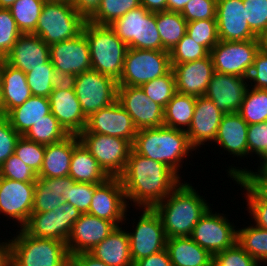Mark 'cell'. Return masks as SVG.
<instances>
[{"label": "cell", "instance_id": "cell-1", "mask_svg": "<svg viewBox=\"0 0 267 266\" xmlns=\"http://www.w3.org/2000/svg\"><path fill=\"white\" fill-rule=\"evenodd\" d=\"M119 178L128 206L130 201L136 209L153 208L183 181L167 165L141 156L133 149Z\"/></svg>", "mask_w": 267, "mask_h": 266}, {"label": "cell", "instance_id": "cell-2", "mask_svg": "<svg viewBox=\"0 0 267 266\" xmlns=\"http://www.w3.org/2000/svg\"><path fill=\"white\" fill-rule=\"evenodd\" d=\"M204 197V198H203ZM213 206L192 184L182 181L153 209L159 215L167 238L191 236L194 226Z\"/></svg>", "mask_w": 267, "mask_h": 266}, {"label": "cell", "instance_id": "cell-3", "mask_svg": "<svg viewBox=\"0 0 267 266\" xmlns=\"http://www.w3.org/2000/svg\"><path fill=\"white\" fill-rule=\"evenodd\" d=\"M132 149L141 156L167 165L181 180L183 160L196 152L185 131L166 126L137 130Z\"/></svg>", "mask_w": 267, "mask_h": 266}, {"label": "cell", "instance_id": "cell-4", "mask_svg": "<svg viewBox=\"0 0 267 266\" xmlns=\"http://www.w3.org/2000/svg\"><path fill=\"white\" fill-rule=\"evenodd\" d=\"M82 32L88 40L92 70L119 81L128 46L110 25L86 21Z\"/></svg>", "mask_w": 267, "mask_h": 266}, {"label": "cell", "instance_id": "cell-5", "mask_svg": "<svg viewBox=\"0 0 267 266\" xmlns=\"http://www.w3.org/2000/svg\"><path fill=\"white\" fill-rule=\"evenodd\" d=\"M11 241V266H70L65 242L37 238L16 229Z\"/></svg>", "mask_w": 267, "mask_h": 266}, {"label": "cell", "instance_id": "cell-6", "mask_svg": "<svg viewBox=\"0 0 267 266\" xmlns=\"http://www.w3.org/2000/svg\"><path fill=\"white\" fill-rule=\"evenodd\" d=\"M85 22L71 2H45L32 34L50 46L77 37L82 33Z\"/></svg>", "mask_w": 267, "mask_h": 266}, {"label": "cell", "instance_id": "cell-7", "mask_svg": "<svg viewBox=\"0 0 267 266\" xmlns=\"http://www.w3.org/2000/svg\"><path fill=\"white\" fill-rule=\"evenodd\" d=\"M172 70L170 52L128 48L118 86H138Z\"/></svg>", "mask_w": 267, "mask_h": 266}, {"label": "cell", "instance_id": "cell-8", "mask_svg": "<svg viewBox=\"0 0 267 266\" xmlns=\"http://www.w3.org/2000/svg\"><path fill=\"white\" fill-rule=\"evenodd\" d=\"M79 141L110 177H119L132 150L126 139L99 133H79Z\"/></svg>", "mask_w": 267, "mask_h": 266}, {"label": "cell", "instance_id": "cell-9", "mask_svg": "<svg viewBox=\"0 0 267 266\" xmlns=\"http://www.w3.org/2000/svg\"><path fill=\"white\" fill-rule=\"evenodd\" d=\"M261 49L260 39L221 41L210 50L214 71L248 78L254 59Z\"/></svg>", "mask_w": 267, "mask_h": 266}, {"label": "cell", "instance_id": "cell-10", "mask_svg": "<svg viewBox=\"0 0 267 266\" xmlns=\"http://www.w3.org/2000/svg\"><path fill=\"white\" fill-rule=\"evenodd\" d=\"M117 88V81L92 69L76 75L74 90L85 117L112 105Z\"/></svg>", "mask_w": 267, "mask_h": 266}, {"label": "cell", "instance_id": "cell-11", "mask_svg": "<svg viewBox=\"0 0 267 266\" xmlns=\"http://www.w3.org/2000/svg\"><path fill=\"white\" fill-rule=\"evenodd\" d=\"M138 209V211L141 210L143 212L139 213L138 220L132 219L133 231H128L130 254L133 263L164 250L167 241L162 221L155 210L153 208ZM135 220L137 223L134 222Z\"/></svg>", "mask_w": 267, "mask_h": 266}, {"label": "cell", "instance_id": "cell-12", "mask_svg": "<svg viewBox=\"0 0 267 266\" xmlns=\"http://www.w3.org/2000/svg\"><path fill=\"white\" fill-rule=\"evenodd\" d=\"M210 207L194 226L191 238L210 254L233 247L237 243V228L226 214ZM232 223V224H231Z\"/></svg>", "mask_w": 267, "mask_h": 266}, {"label": "cell", "instance_id": "cell-13", "mask_svg": "<svg viewBox=\"0 0 267 266\" xmlns=\"http://www.w3.org/2000/svg\"><path fill=\"white\" fill-rule=\"evenodd\" d=\"M80 211L69 203H63L54 210L31 213L21 228L26 234L37 238L67 241L73 224L80 218Z\"/></svg>", "mask_w": 267, "mask_h": 266}, {"label": "cell", "instance_id": "cell-14", "mask_svg": "<svg viewBox=\"0 0 267 266\" xmlns=\"http://www.w3.org/2000/svg\"><path fill=\"white\" fill-rule=\"evenodd\" d=\"M119 177H110L96 189L87 214L113 222L117 227L129 222V208Z\"/></svg>", "mask_w": 267, "mask_h": 266}, {"label": "cell", "instance_id": "cell-15", "mask_svg": "<svg viewBox=\"0 0 267 266\" xmlns=\"http://www.w3.org/2000/svg\"><path fill=\"white\" fill-rule=\"evenodd\" d=\"M117 101L131 116L137 130L164 126V108L138 86H118Z\"/></svg>", "mask_w": 267, "mask_h": 266}, {"label": "cell", "instance_id": "cell-16", "mask_svg": "<svg viewBox=\"0 0 267 266\" xmlns=\"http://www.w3.org/2000/svg\"><path fill=\"white\" fill-rule=\"evenodd\" d=\"M35 183L0 177V215L13 219L22 228L31 216Z\"/></svg>", "mask_w": 267, "mask_h": 266}, {"label": "cell", "instance_id": "cell-17", "mask_svg": "<svg viewBox=\"0 0 267 266\" xmlns=\"http://www.w3.org/2000/svg\"><path fill=\"white\" fill-rule=\"evenodd\" d=\"M80 133H99L116 136L133 144L137 129L131 116L116 100L112 105L100 109L88 117L86 128Z\"/></svg>", "mask_w": 267, "mask_h": 266}, {"label": "cell", "instance_id": "cell-18", "mask_svg": "<svg viewBox=\"0 0 267 266\" xmlns=\"http://www.w3.org/2000/svg\"><path fill=\"white\" fill-rule=\"evenodd\" d=\"M50 61L61 72L78 75L91 70L90 47L84 33L50 45Z\"/></svg>", "mask_w": 267, "mask_h": 266}, {"label": "cell", "instance_id": "cell-19", "mask_svg": "<svg viewBox=\"0 0 267 266\" xmlns=\"http://www.w3.org/2000/svg\"><path fill=\"white\" fill-rule=\"evenodd\" d=\"M248 84V78L214 71L204 96L212 100L222 113H236L243 102Z\"/></svg>", "mask_w": 267, "mask_h": 266}, {"label": "cell", "instance_id": "cell-20", "mask_svg": "<svg viewBox=\"0 0 267 266\" xmlns=\"http://www.w3.org/2000/svg\"><path fill=\"white\" fill-rule=\"evenodd\" d=\"M216 20L221 41L260 39L248 25L243 0H217Z\"/></svg>", "mask_w": 267, "mask_h": 266}, {"label": "cell", "instance_id": "cell-21", "mask_svg": "<svg viewBox=\"0 0 267 266\" xmlns=\"http://www.w3.org/2000/svg\"><path fill=\"white\" fill-rule=\"evenodd\" d=\"M117 226L108 220L81 214L73 224L70 235L66 241L69 255L89 252L104 240Z\"/></svg>", "mask_w": 267, "mask_h": 266}, {"label": "cell", "instance_id": "cell-22", "mask_svg": "<svg viewBox=\"0 0 267 266\" xmlns=\"http://www.w3.org/2000/svg\"><path fill=\"white\" fill-rule=\"evenodd\" d=\"M223 115L212 100L205 96L196 98L194 115L186 131L189 143L196 151L201 145L214 143Z\"/></svg>", "mask_w": 267, "mask_h": 266}, {"label": "cell", "instance_id": "cell-23", "mask_svg": "<svg viewBox=\"0 0 267 266\" xmlns=\"http://www.w3.org/2000/svg\"><path fill=\"white\" fill-rule=\"evenodd\" d=\"M171 65L177 93L195 97L204 96L214 73L210 55L192 62Z\"/></svg>", "mask_w": 267, "mask_h": 266}, {"label": "cell", "instance_id": "cell-24", "mask_svg": "<svg viewBox=\"0 0 267 266\" xmlns=\"http://www.w3.org/2000/svg\"><path fill=\"white\" fill-rule=\"evenodd\" d=\"M50 59V46L39 36L33 34H21L13 48L4 60L22 70L24 73L31 72L37 67H46Z\"/></svg>", "mask_w": 267, "mask_h": 266}, {"label": "cell", "instance_id": "cell-25", "mask_svg": "<svg viewBox=\"0 0 267 266\" xmlns=\"http://www.w3.org/2000/svg\"><path fill=\"white\" fill-rule=\"evenodd\" d=\"M49 102L51 113L69 134L78 135L86 128L87 118L74 89L53 90Z\"/></svg>", "mask_w": 267, "mask_h": 266}, {"label": "cell", "instance_id": "cell-26", "mask_svg": "<svg viewBox=\"0 0 267 266\" xmlns=\"http://www.w3.org/2000/svg\"><path fill=\"white\" fill-rule=\"evenodd\" d=\"M248 123L236 112L224 114L218 127L215 138V146L219 150L223 148L232 155L240 159L248 156L247 131ZM243 157V158H242Z\"/></svg>", "mask_w": 267, "mask_h": 266}, {"label": "cell", "instance_id": "cell-27", "mask_svg": "<svg viewBox=\"0 0 267 266\" xmlns=\"http://www.w3.org/2000/svg\"><path fill=\"white\" fill-rule=\"evenodd\" d=\"M2 89V116L11 109L22 105L32 96L27 83L26 73L8 64L4 59L0 65Z\"/></svg>", "mask_w": 267, "mask_h": 266}, {"label": "cell", "instance_id": "cell-28", "mask_svg": "<svg viewBox=\"0 0 267 266\" xmlns=\"http://www.w3.org/2000/svg\"><path fill=\"white\" fill-rule=\"evenodd\" d=\"M116 227L104 240L89 253L108 266H133L130 254V241L127 226Z\"/></svg>", "mask_w": 267, "mask_h": 266}, {"label": "cell", "instance_id": "cell-29", "mask_svg": "<svg viewBox=\"0 0 267 266\" xmlns=\"http://www.w3.org/2000/svg\"><path fill=\"white\" fill-rule=\"evenodd\" d=\"M79 142L78 135L70 134L62 141L45 145L44 160L38 178L69 176L73 149Z\"/></svg>", "mask_w": 267, "mask_h": 266}, {"label": "cell", "instance_id": "cell-30", "mask_svg": "<svg viewBox=\"0 0 267 266\" xmlns=\"http://www.w3.org/2000/svg\"><path fill=\"white\" fill-rule=\"evenodd\" d=\"M74 183L75 181L70 176L37 178L32 213L51 211L65 203L62 197H67L68 185Z\"/></svg>", "mask_w": 267, "mask_h": 266}, {"label": "cell", "instance_id": "cell-31", "mask_svg": "<svg viewBox=\"0 0 267 266\" xmlns=\"http://www.w3.org/2000/svg\"><path fill=\"white\" fill-rule=\"evenodd\" d=\"M166 250L172 266H208L213 261V255L190 236L167 238Z\"/></svg>", "mask_w": 267, "mask_h": 266}, {"label": "cell", "instance_id": "cell-32", "mask_svg": "<svg viewBox=\"0 0 267 266\" xmlns=\"http://www.w3.org/2000/svg\"><path fill=\"white\" fill-rule=\"evenodd\" d=\"M50 113L49 98L32 95L22 105L11 109L5 117L12 128L23 136L32 125Z\"/></svg>", "mask_w": 267, "mask_h": 266}, {"label": "cell", "instance_id": "cell-33", "mask_svg": "<svg viewBox=\"0 0 267 266\" xmlns=\"http://www.w3.org/2000/svg\"><path fill=\"white\" fill-rule=\"evenodd\" d=\"M69 176L75 182L92 184H101L110 178L81 142L73 149Z\"/></svg>", "mask_w": 267, "mask_h": 266}, {"label": "cell", "instance_id": "cell-34", "mask_svg": "<svg viewBox=\"0 0 267 266\" xmlns=\"http://www.w3.org/2000/svg\"><path fill=\"white\" fill-rule=\"evenodd\" d=\"M196 98L176 93L164 108V126L186 132L194 115Z\"/></svg>", "mask_w": 267, "mask_h": 266}, {"label": "cell", "instance_id": "cell-35", "mask_svg": "<svg viewBox=\"0 0 267 266\" xmlns=\"http://www.w3.org/2000/svg\"><path fill=\"white\" fill-rule=\"evenodd\" d=\"M187 23L180 12H156V24L165 51H172L187 33Z\"/></svg>", "mask_w": 267, "mask_h": 266}, {"label": "cell", "instance_id": "cell-36", "mask_svg": "<svg viewBox=\"0 0 267 266\" xmlns=\"http://www.w3.org/2000/svg\"><path fill=\"white\" fill-rule=\"evenodd\" d=\"M149 11L142 5L131 9L110 26L128 48H135L141 41L142 19Z\"/></svg>", "mask_w": 267, "mask_h": 266}, {"label": "cell", "instance_id": "cell-37", "mask_svg": "<svg viewBox=\"0 0 267 266\" xmlns=\"http://www.w3.org/2000/svg\"><path fill=\"white\" fill-rule=\"evenodd\" d=\"M69 135L55 116L50 113L32 125L23 136L33 142L49 145L62 141Z\"/></svg>", "mask_w": 267, "mask_h": 266}, {"label": "cell", "instance_id": "cell-38", "mask_svg": "<svg viewBox=\"0 0 267 266\" xmlns=\"http://www.w3.org/2000/svg\"><path fill=\"white\" fill-rule=\"evenodd\" d=\"M44 4L43 0H17L9 8L22 34H32L35 31Z\"/></svg>", "mask_w": 267, "mask_h": 266}, {"label": "cell", "instance_id": "cell-39", "mask_svg": "<svg viewBox=\"0 0 267 266\" xmlns=\"http://www.w3.org/2000/svg\"><path fill=\"white\" fill-rule=\"evenodd\" d=\"M237 228V243L256 261L267 259V229L255 226Z\"/></svg>", "mask_w": 267, "mask_h": 266}, {"label": "cell", "instance_id": "cell-40", "mask_svg": "<svg viewBox=\"0 0 267 266\" xmlns=\"http://www.w3.org/2000/svg\"><path fill=\"white\" fill-rule=\"evenodd\" d=\"M237 113L248 125L267 121V89L248 87Z\"/></svg>", "mask_w": 267, "mask_h": 266}, {"label": "cell", "instance_id": "cell-41", "mask_svg": "<svg viewBox=\"0 0 267 266\" xmlns=\"http://www.w3.org/2000/svg\"><path fill=\"white\" fill-rule=\"evenodd\" d=\"M235 184L243 189L246 198L247 212L255 226L267 229V200L246 180L241 178L234 179Z\"/></svg>", "mask_w": 267, "mask_h": 266}, {"label": "cell", "instance_id": "cell-42", "mask_svg": "<svg viewBox=\"0 0 267 266\" xmlns=\"http://www.w3.org/2000/svg\"><path fill=\"white\" fill-rule=\"evenodd\" d=\"M139 6H141L140 0H101L99 9L88 21L99 25H110Z\"/></svg>", "mask_w": 267, "mask_h": 266}, {"label": "cell", "instance_id": "cell-43", "mask_svg": "<svg viewBox=\"0 0 267 266\" xmlns=\"http://www.w3.org/2000/svg\"><path fill=\"white\" fill-rule=\"evenodd\" d=\"M140 87L151 101L158 103L163 108L166 107L167 103L177 93L173 70L163 76L142 84Z\"/></svg>", "mask_w": 267, "mask_h": 266}, {"label": "cell", "instance_id": "cell-44", "mask_svg": "<svg viewBox=\"0 0 267 266\" xmlns=\"http://www.w3.org/2000/svg\"><path fill=\"white\" fill-rule=\"evenodd\" d=\"M210 51L186 33L170 51L171 64H183L209 56Z\"/></svg>", "mask_w": 267, "mask_h": 266}, {"label": "cell", "instance_id": "cell-45", "mask_svg": "<svg viewBox=\"0 0 267 266\" xmlns=\"http://www.w3.org/2000/svg\"><path fill=\"white\" fill-rule=\"evenodd\" d=\"M187 34L209 51L219 42L216 19H201L187 23Z\"/></svg>", "mask_w": 267, "mask_h": 266}, {"label": "cell", "instance_id": "cell-46", "mask_svg": "<svg viewBox=\"0 0 267 266\" xmlns=\"http://www.w3.org/2000/svg\"><path fill=\"white\" fill-rule=\"evenodd\" d=\"M54 72L55 68L49 59L46 62V67H37L26 73L31 94L49 98L50 93L53 91L52 77Z\"/></svg>", "mask_w": 267, "mask_h": 266}, {"label": "cell", "instance_id": "cell-47", "mask_svg": "<svg viewBox=\"0 0 267 266\" xmlns=\"http://www.w3.org/2000/svg\"><path fill=\"white\" fill-rule=\"evenodd\" d=\"M14 154L38 175L44 160L45 145L20 136Z\"/></svg>", "mask_w": 267, "mask_h": 266}, {"label": "cell", "instance_id": "cell-48", "mask_svg": "<svg viewBox=\"0 0 267 266\" xmlns=\"http://www.w3.org/2000/svg\"><path fill=\"white\" fill-rule=\"evenodd\" d=\"M22 33L9 9L0 8V57L4 59Z\"/></svg>", "mask_w": 267, "mask_h": 266}, {"label": "cell", "instance_id": "cell-49", "mask_svg": "<svg viewBox=\"0 0 267 266\" xmlns=\"http://www.w3.org/2000/svg\"><path fill=\"white\" fill-rule=\"evenodd\" d=\"M250 29L260 38L267 32V0H243Z\"/></svg>", "mask_w": 267, "mask_h": 266}, {"label": "cell", "instance_id": "cell-50", "mask_svg": "<svg viewBox=\"0 0 267 266\" xmlns=\"http://www.w3.org/2000/svg\"><path fill=\"white\" fill-rule=\"evenodd\" d=\"M99 185L75 182L73 185H68L67 197H62V199L76 207L81 214L88 213L93 194Z\"/></svg>", "mask_w": 267, "mask_h": 266}, {"label": "cell", "instance_id": "cell-51", "mask_svg": "<svg viewBox=\"0 0 267 266\" xmlns=\"http://www.w3.org/2000/svg\"><path fill=\"white\" fill-rule=\"evenodd\" d=\"M0 177L15 181L35 183L38 175L13 153L0 166Z\"/></svg>", "mask_w": 267, "mask_h": 266}, {"label": "cell", "instance_id": "cell-52", "mask_svg": "<svg viewBox=\"0 0 267 266\" xmlns=\"http://www.w3.org/2000/svg\"><path fill=\"white\" fill-rule=\"evenodd\" d=\"M142 50L165 51L156 24V12H148L142 19L141 41L135 47Z\"/></svg>", "mask_w": 267, "mask_h": 266}, {"label": "cell", "instance_id": "cell-53", "mask_svg": "<svg viewBox=\"0 0 267 266\" xmlns=\"http://www.w3.org/2000/svg\"><path fill=\"white\" fill-rule=\"evenodd\" d=\"M216 266H256L254 260L238 243L213 255Z\"/></svg>", "mask_w": 267, "mask_h": 266}, {"label": "cell", "instance_id": "cell-54", "mask_svg": "<svg viewBox=\"0 0 267 266\" xmlns=\"http://www.w3.org/2000/svg\"><path fill=\"white\" fill-rule=\"evenodd\" d=\"M217 0H190L180 12L187 22L216 19Z\"/></svg>", "mask_w": 267, "mask_h": 266}, {"label": "cell", "instance_id": "cell-55", "mask_svg": "<svg viewBox=\"0 0 267 266\" xmlns=\"http://www.w3.org/2000/svg\"><path fill=\"white\" fill-rule=\"evenodd\" d=\"M248 157L259 158L267 149V121L250 124L247 131Z\"/></svg>", "mask_w": 267, "mask_h": 266}, {"label": "cell", "instance_id": "cell-56", "mask_svg": "<svg viewBox=\"0 0 267 266\" xmlns=\"http://www.w3.org/2000/svg\"><path fill=\"white\" fill-rule=\"evenodd\" d=\"M20 136L12 128L9 120L0 115V166L14 153Z\"/></svg>", "mask_w": 267, "mask_h": 266}, {"label": "cell", "instance_id": "cell-57", "mask_svg": "<svg viewBox=\"0 0 267 266\" xmlns=\"http://www.w3.org/2000/svg\"><path fill=\"white\" fill-rule=\"evenodd\" d=\"M248 83L249 87L255 89H267V53L262 49L255 56Z\"/></svg>", "mask_w": 267, "mask_h": 266}, {"label": "cell", "instance_id": "cell-58", "mask_svg": "<svg viewBox=\"0 0 267 266\" xmlns=\"http://www.w3.org/2000/svg\"><path fill=\"white\" fill-rule=\"evenodd\" d=\"M259 163L258 167L256 169V172L253 171V169H247L246 167H233L232 165H228L227 174L228 178H232V180L241 178L243 180L249 181L252 177L259 176V175H265L267 174V149L266 151L259 157Z\"/></svg>", "mask_w": 267, "mask_h": 266}, {"label": "cell", "instance_id": "cell-59", "mask_svg": "<svg viewBox=\"0 0 267 266\" xmlns=\"http://www.w3.org/2000/svg\"><path fill=\"white\" fill-rule=\"evenodd\" d=\"M133 266H172L166 248L133 263Z\"/></svg>", "mask_w": 267, "mask_h": 266}, {"label": "cell", "instance_id": "cell-60", "mask_svg": "<svg viewBox=\"0 0 267 266\" xmlns=\"http://www.w3.org/2000/svg\"><path fill=\"white\" fill-rule=\"evenodd\" d=\"M101 0H72L71 4L76 11L88 21L99 9Z\"/></svg>", "mask_w": 267, "mask_h": 266}, {"label": "cell", "instance_id": "cell-61", "mask_svg": "<svg viewBox=\"0 0 267 266\" xmlns=\"http://www.w3.org/2000/svg\"><path fill=\"white\" fill-rule=\"evenodd\" d=\"M75 83H76L75 74L55 70L52 77L53 90L74 89Z\"/></svg>", "mask_w": 267, "mask_h": 266}, {"label": "cell", "instance_id": "cell-62", "mask_svg": "<svg viewBox=\"0 0 267 266\" xmlns=\"http://www.w3.org/2000/svg\"><path fill=\"white\" fill-rule=\"evenodd\" d=\"M70 266H108L103 261L95 258L89 252L78 253L70 256Z\"/></svg>", "mask_w": 267, "mask_h": 266}, {"label": "cell", "instance_id": "cell-63", "mask_svg": "<svg viewBox=\"0 0 267 266\" xmlns=\"http://www.w3.org/2000/svg\"><path fill=\"white\" fill-rule=\"evenodd\" d=\"M7 240V241H6ZM0 241V266H11V241Z\"/></svg>", "mask_w": 267, "mask_h": 266}, {"label": "cell", "instance_id": "cell-64", "mask_svg": "<svg viewBox=\"0 0 267 266\" xmlns=\"http://www.w3.org/2000/svg\"><path fill=\"white\" fill-rule=\"evenodd\" d=\"M248 182L267 200V174L252 177Z\"/></svg>", "mask_w": 267, "mask_h": 266}, {"label": "cell", "instance_id": "cell-65", "mask_svg": "<svg viewBox=\"0 0 267 266\" xmlns=\"http://www.w3.org/2000/svg\"><path fill=\"white\" fill-rule=\"evenodd\" d=\"M140 3L149 12H160L167 10V0H140Z\"/></svg>", "mask_w": 267, "mask_h": 266}, {"label": "cell", "instance_id": "cell-66", "mask_svg": "<svg viewBox=\"0 0 267 266\" xmlns=\"http://www.w3.org/2000/svg\"><path fill=\"white\" fill-rule=\"evenodd\" d=\"M190 0H167V10L181 12Z\"/></svg>", "mask_w": 267, "mask_h": 266}, {"label": "cell", "instance_id": "cell-67", "mask_svg": "<svg viewBox=\"0 0 267 266\" xmlns=\"http://www.w3.org/2000/svg\"><path fill=\"white\" fill-rule=\"evenodd\" d=\"M17 0H0V8L9 9Z\"/></svg>", "mask_w": 267, "mask_h": 266}, {"label": "cell", "instance_id": "cell-68", "mask_svg": "<svg viewBox=\"0 0 267 266\" xmlns=\"http://www.w3.org/2000/svg\"><path fill=\"white\" fill-rule=\"evenodd\" d=\"M261 49L267 53V32L260 37Z\"/></svg>", "mask_w": 267, "mask_h": 266}, {"label": "cell", "instance_id": "cell-69", "mask_svg": "<svg viewBox=\"0 0 267 266\" xmlns=\"http://www.w3.org/2000/svg\"><path fill=\"white\" fill-rule=\"evenodd\" d=\"M0 115H2V89H1V78H0Z\"/></svg>", "mask_w": 267, "mask_h": 266}, {"label": "cell", "instance_id": "cell-70", "mask_svg": "<svg viewBox=\"0 0 267 266\" xmlns=\"http://www.w3.org/2000/svg\"><path fill=\"white\" fill-rule=\"evenodd\" d=\"M261 263H263V264H267V259H261V260H258V261L256 262V266H261V265H262Z\"/></svg>", "mask_w": 267, "mask_h": 266}, {"label": "cell", "instance_id": "cell-71", "mask_svg": "<svg viewBox=\"0 0 267 266\" xmlns=\"http://www.w3.org/2000/svg\"><path fill=\"white\" fill-rule=\"evenodd\" d=\"M45 2H52V1H67V2H71L72 0H43Z\"/></svg>", "mask_w": 267, "mask_h": 266}, {"label": "cell", "instance_id": "cell-72", "mask_svg": "<svg viewBox=\"0 0 267 266\" xmlns=\"http://www.w3.org/2000/svg\"><path fill=\"white\" fill-rule=\"evenodd\" d=\"M208 266H216V264L212 261Z\"/></svg>", "mask_w": 267, "mask_h": 266}]
</instances>
